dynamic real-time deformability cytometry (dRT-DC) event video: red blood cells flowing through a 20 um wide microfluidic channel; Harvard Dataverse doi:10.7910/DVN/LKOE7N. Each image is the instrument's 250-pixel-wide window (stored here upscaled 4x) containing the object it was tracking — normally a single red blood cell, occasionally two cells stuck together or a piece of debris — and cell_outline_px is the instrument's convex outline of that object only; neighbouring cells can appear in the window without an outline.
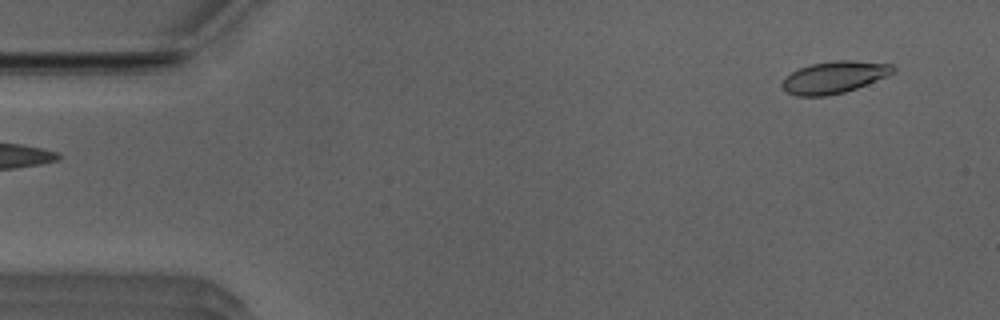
{"species": "Egyptian fruit bat (a non-hibernating species)", "species_latin": "Rousettus aegyptiacus", "temperature_condition": "room temperature", "stored_images_in_passage": 50, "camera_frame_rate_fps": 3000, "um_per_image_px": 0.085, "animal": {"sex": "male"}, "frame": {"image": 1, "passage_image": 1, "time_ms": 0.0, "image_size_px": [1000, 320], "cell_outline_px": [[896, 68], [888, 76], [856, 88], [844, 92], [824, 96], [796, 96], [788, 92], [780, 84], [784, 76], [800, 68], [812, 64], [836, 60], [852, 60], [892, 64]], "centroid_in_image_um": [70.9, 6.56], "position_along_channel_um": 14.1, "area_um2": 20.58}}
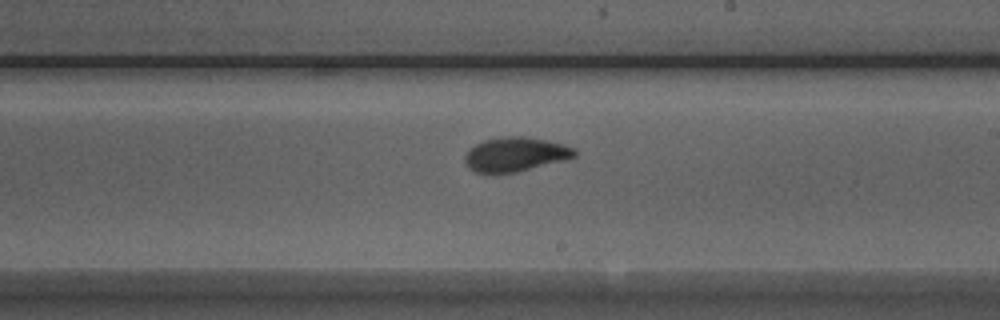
{"frame": {"image": 2, "passage_image": 27, "time_ms": 8.667, "image_size_px": [1000, 320], "cell_outline_px": [[576, 156], [564, 160], [516, 172], [476, 172], [468, 168], [464, 160], [464, 156], [476, 144], [484, 140], [508, 136], [524, 136], [564, 144], [576, 148]], "centroid_in_image_um": [43.83, 13.11], "position_along_channel_um": 245.2, "area_um2": 21.56}}
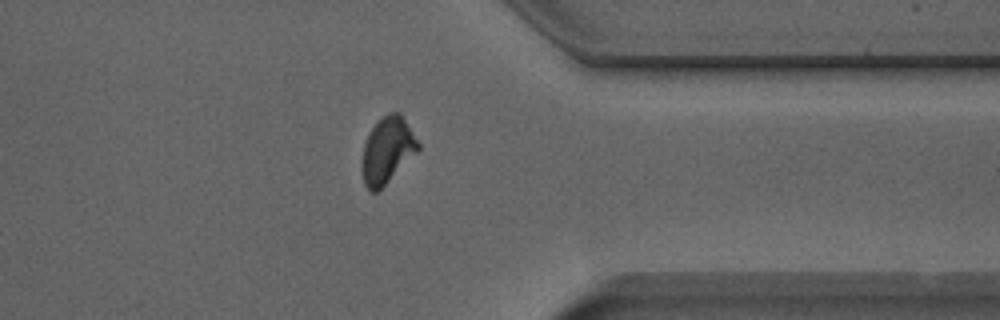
{"frame": {"image": 3, "passage_image": 38, "time_ms": 12.333, "image_size_px": [1000, 320], "cell_outline_px": [[420, 148], [376, 192], [372, 192], [364, 184], [360, 168], [364, 144], [372, 128], [384, 116], [392, 112], [400, 112], [420, 144]], "centroid_in_image_um": [32.89, 12.77], "position_along_channel_um": 378.5, "area_um2": 21.04}, "authors_computed_cell_mechanics": {"area_um2": 21.0392, "velocity_mm_per_s": 3.8915, "shape_relaxation_time_tau1_ms": 2.7397, "shape_relaxation_time_tau2_ms": 0.6345, "deformation_change_tau1": 0.1366, "deformation_change_tau2": 0.0415}}